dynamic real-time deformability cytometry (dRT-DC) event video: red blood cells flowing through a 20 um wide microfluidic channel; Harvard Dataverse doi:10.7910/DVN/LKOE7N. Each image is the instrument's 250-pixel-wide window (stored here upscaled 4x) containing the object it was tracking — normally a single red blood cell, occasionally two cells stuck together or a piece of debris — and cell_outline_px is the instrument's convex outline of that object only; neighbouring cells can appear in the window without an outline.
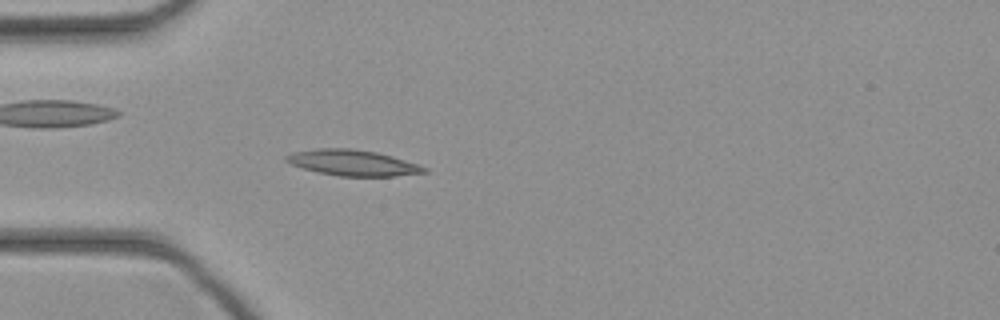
{"species": "common noctule bat (a hibernating species)", "species_latin": "Nyctalus noctula", "temperature_condition": "cold", "stored_images_in_passage": 44, "camera_frame_rate_fps": 3000, "um_per_image_px": 0.085, "animal": {"sex": "female", "body_mass_g": 21.9}, "frame": {"image": 1, "passage_image": 12, "time_ms": 3.667, "image_size_px": [1000, 320], "cell_outline_px": [[428, 172], [396, 176], [340, 176], [316, 172], [292, 164], [284, 160], [284, 156], [292, 152], [316, 148], [352, 148], [376, 152], [392, 156], [428, 168]], "centroid_in_image_um": [29.96, 13.83], "position_along_channel_um": 55.0, "area_um2": 20.75}}
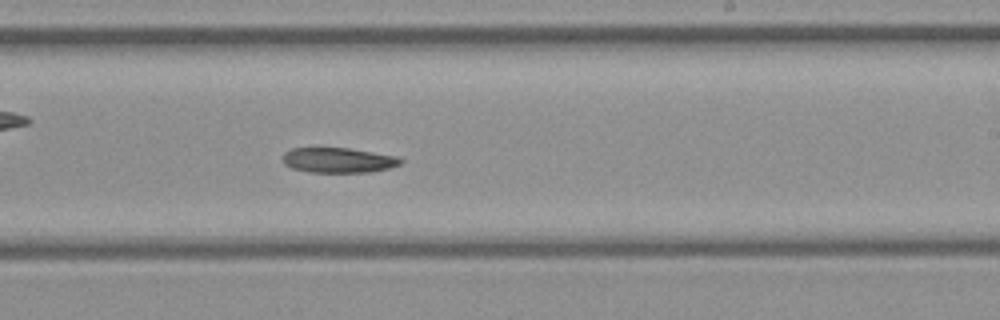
{"frame": {"image": 2, "passage_image": 26, "time_ms": 8.333, "image_size_px": [1000, 320], "cell_outline_px": [[404, 160], [400, 164], [388, 168], [372, 172], [308, 172], [292, 168], [284, 164], [280, 156], [284, 152], [292, 148], [348, 148], [400, 156]], "centroid_in_image_um": [28.75, 13.61], "position_along_channel_um": 260.3, "area_um2": 17.46}}
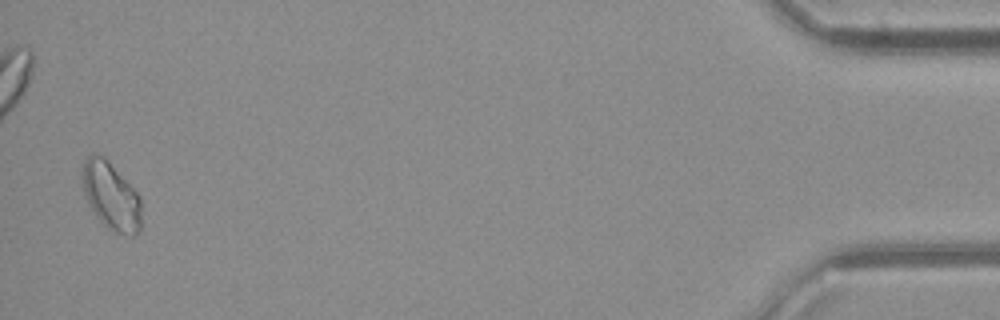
{"frame": {"image": 3, "passage_image": 43, "time_ms": 14.0, "image_size_px": [1000, 320], "cell_outline_px": [[140, 232], [136, 236], [124, 236], [108, 228], [96, 216], [88, 200], [80, 176], [80, 172], [84, 160], [92, 152], [96, 152], [104, 156], [140, 196]], "centroid_in_image_um": [9.43, 16.64], "position_along_channel_um": 425.8, "area_um2": 23.29}}